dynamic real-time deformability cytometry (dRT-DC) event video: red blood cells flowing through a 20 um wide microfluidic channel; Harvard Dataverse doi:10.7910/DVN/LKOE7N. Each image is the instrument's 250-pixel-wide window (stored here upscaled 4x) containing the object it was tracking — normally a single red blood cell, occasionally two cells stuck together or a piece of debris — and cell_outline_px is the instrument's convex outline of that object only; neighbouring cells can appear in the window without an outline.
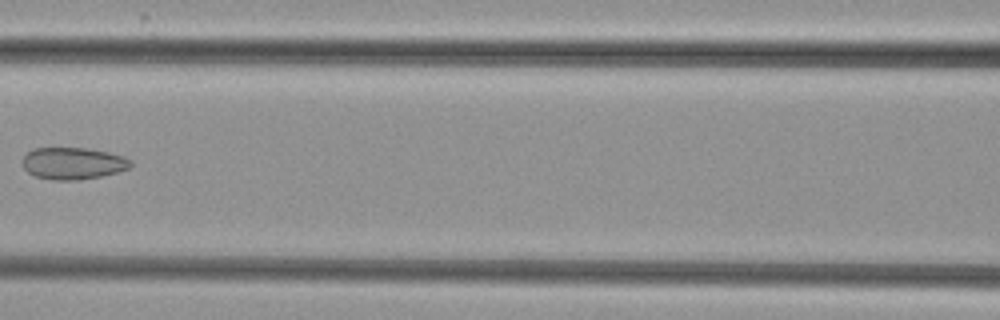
{"species": "common noctule bat (a hibernating species)", "species_latin": "Nyctalus noctula", "temperature_condition": "cold", "stored_images_in_passage": 7, "camera_frame_rate_fps": 3000, "um_per_image_px": 0.085, "animal": {"sex": "female", "body_mass_g": 29.2, "forearm_length_mm": 56.3}, "frame": {"image": 1, "passage_image": 6, "time_ms": 6.0, "image_size_px": [1000, 320], "cell_outline_px": [[132, 164], [128, 168], [116, 172], [100, 176], [76, 180], [52, 180], [36, 176], [28, 172], [24, 168], [20, 160], [32, 148], [88, 148], [108, 152], [124, 156], [132, 160]], "centroid_in_image_um": [6.18, 13.87], "position_along_channel_um": 160.4, "area_um2": 20.17}}
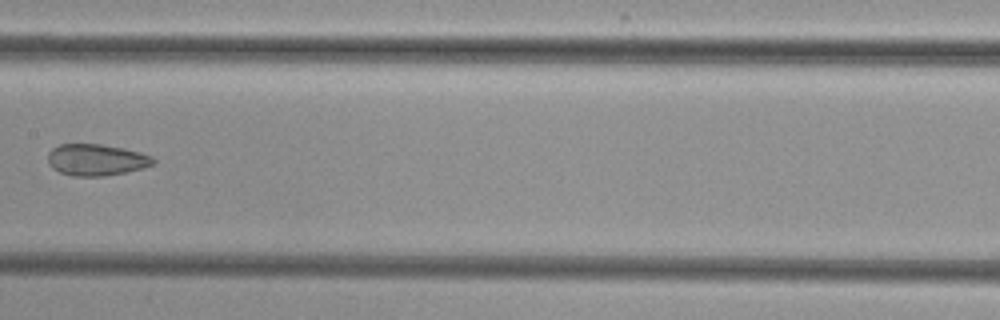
{"frame": {"image": 2, "passage_image": 7, "time_ms": 7.0, "image_size_px": [1000, 320], "cell_outline_px": [[156, 164], [144, 168], [104, 176], [72, 176], [60, 172], [52, 168], [48, 164], [48, 152], [52, 148], [60, 144], [100, 144], [124, 148], [140, 152], [152, 156], [156, 160]], "centroid_in_image_um": [8.2, 13.58], "position_along_channel_um": 199.2, "area_um2": 19.54}}